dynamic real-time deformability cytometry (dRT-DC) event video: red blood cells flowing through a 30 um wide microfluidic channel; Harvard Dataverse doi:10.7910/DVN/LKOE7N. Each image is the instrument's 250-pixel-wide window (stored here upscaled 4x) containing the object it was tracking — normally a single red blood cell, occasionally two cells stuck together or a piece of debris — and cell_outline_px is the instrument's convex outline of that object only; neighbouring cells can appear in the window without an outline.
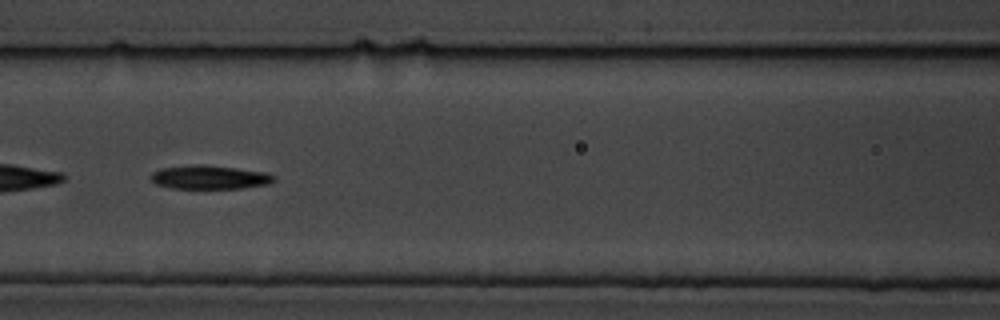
{"species": "common noctule bat (a hibernating species)", "species_latin": "Nyctalus noctula", "temperature_condition": "cold", "stored_images_in_passage": 49, "camera_frame_rate_fps": 3000, "um_per_image_px": 0.085, "animal": {"sex": "male", "body_mass_g": 19.5, "forearm_length_mm": 54.6}, "frame": {"image": 1, "passage_image": 17, "time_ms": 5.333, "image_size_px": [1000, 320], "cell_outline_px": [[276, 180], [268, 184], [244, 188], [172, 188], [156, 184], [148, 176], [152, 172], [160, 168], [196, 164], [204, 164], [268, 172], [276, 176]], "centroid_in_image_um": [17.83, 15.05], "position_along_channel_um": 148.8, "area_um2": 17.22}}
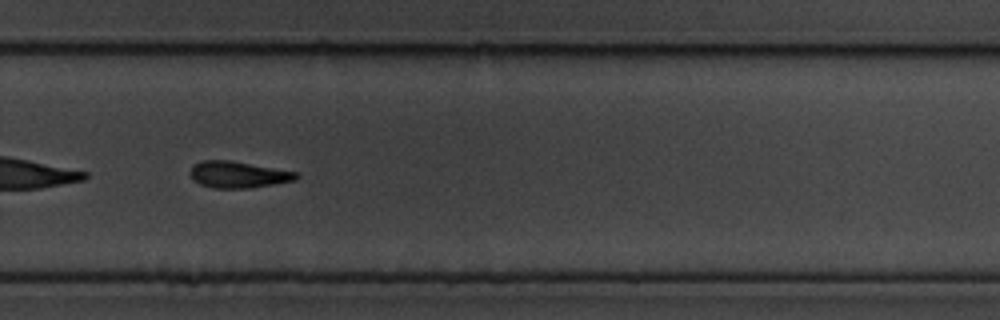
{"frame": {"image": 2, "passage_image": 31, "time_ms": 10.0, "image_size_px": [1000, 320], "cell_outline_px": [[300, 176], [296, 180], [252, 188], [212, 188], [200, 184], [192, 180], [188, 172], [192, 164], [200, 160], [228, 160], [296, 172]], "centroid_in_image_um": [20.17, 14.84], "position_along_channel_um": 309.6, "area_um2": 16.53}}
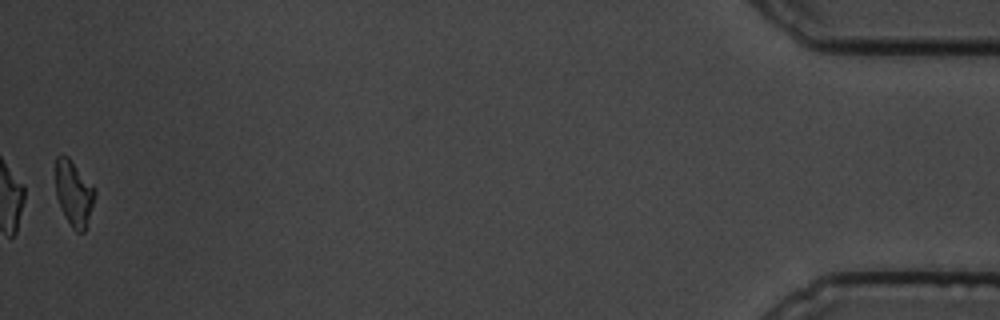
{"frame": {"image": 3, "passage_image": 49, "time_ms": 16.0, "image_size_px": [1000, 320], "cell_outline_px": [[96, 192], [84, 232], [76, 232], [72, 228], [64, 216], [60, 208], [56, 196], [56, 156], [68, 156], [96, 188]], "centroid_in_image_um": [6.27, 16.43], "position_along_channel_um": 428.9, "area_um2": 14.91}, "authors_computed_cell_mechanics": {"area_um2": 16.5308, "velocity_mm_per_s": 3.4534, "shape_relaxation_time_tau1_ms": 7.5969, "shape_relaxation_time_tau2_ms": 7.5394, "deformation_change_tau1": 0.1812, "deformation_change_tau2": 0.1878}}